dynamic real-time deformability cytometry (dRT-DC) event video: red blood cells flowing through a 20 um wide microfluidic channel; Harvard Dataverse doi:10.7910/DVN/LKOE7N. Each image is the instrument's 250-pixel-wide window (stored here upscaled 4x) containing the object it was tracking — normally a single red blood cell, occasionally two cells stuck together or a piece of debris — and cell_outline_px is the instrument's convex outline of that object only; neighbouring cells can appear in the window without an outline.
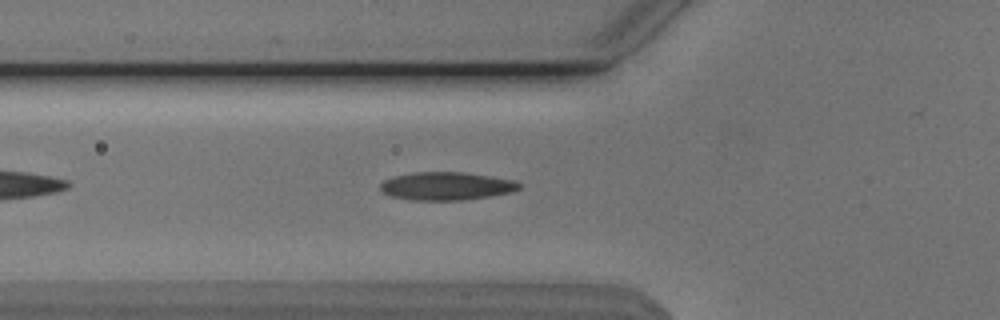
{"species": "Egyptian fruit bat (a non-hibernating species)", "species_latin": "Rousettus aegyptiacus", "temperature_condition": "cold", "stored_images_in_passage": 41, "camera_frame_rate_fps": 3000, "um_per_image_px": 0.085, "animal": {"sex": "male"}, "frame": {"image": 1, "passage_image": 6, "time_ms": 1.667, "image_size_px": [1000, 320], "cell_outline_px": [[520, 188], [512, 192], [492, 196], [464, 200], [412, 200], [388, 196], [380, 192], [380, 184], [384, 180], [392, 176], [412, 172], [464, 172], [516, 180], [520, 184]], "centroid_in_image_um": [37.91, 15.82], "position_along_channel_um": 87.9, "area_um2": 23.06}}
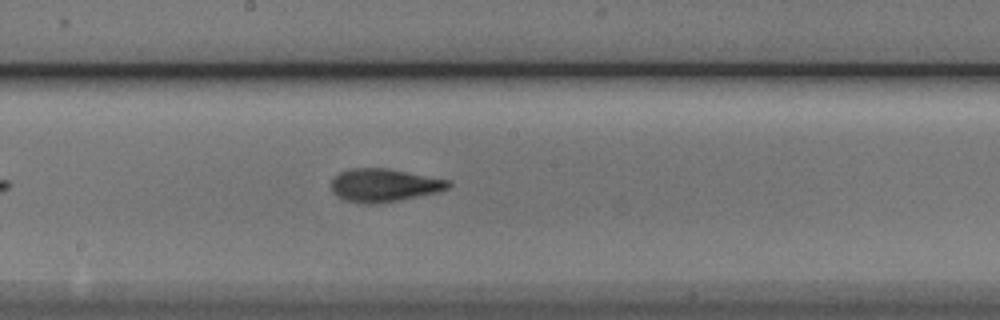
{"frame": {"image": 2, "passage_image": 16, "time_ms": 5.0, "image_size_px": [1000, 320], "cell_outline_px": [[452, 184], [448, 188], [436, 192], [376, 204], [360, 204], [344, 200], [336, 196], [332, 192], [332, 180], [340, 172], [352, 168], [388, 168], [452, 180]], "centroid_in_image_um": [32.64, 15.74], "position_along_channel_um": 215.6, "area_um2": 22.6}}
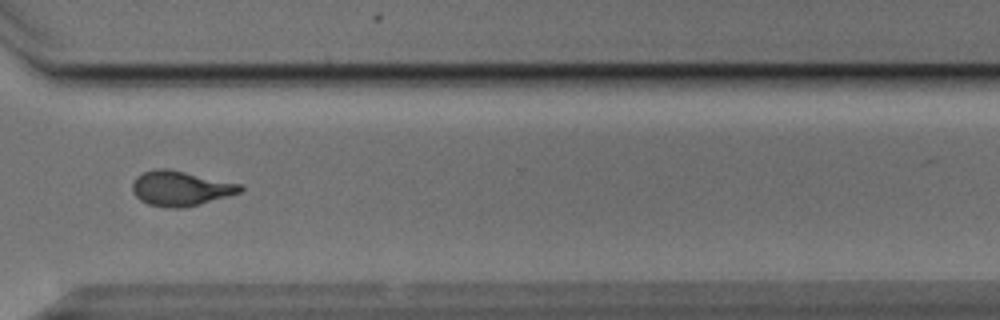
{"frame": {"image": 3, "passage_image": 27, "time_ms": 8.667, "image_size_px": [1000, 320], "cell_outline_px": [[244, 188], [240, 192], [228, 196], [200, 204], [180, 208], [168, 208], [148, 204], [140, 200], [132, 192], [132, 184], [136, 176], [144, 172], [156, 168], [168, 168], [244, 184]], "centroid_in_image_um": [15.36, 16.0], "position_along_channel_um": 355.2, "area_um2": 22.14}}